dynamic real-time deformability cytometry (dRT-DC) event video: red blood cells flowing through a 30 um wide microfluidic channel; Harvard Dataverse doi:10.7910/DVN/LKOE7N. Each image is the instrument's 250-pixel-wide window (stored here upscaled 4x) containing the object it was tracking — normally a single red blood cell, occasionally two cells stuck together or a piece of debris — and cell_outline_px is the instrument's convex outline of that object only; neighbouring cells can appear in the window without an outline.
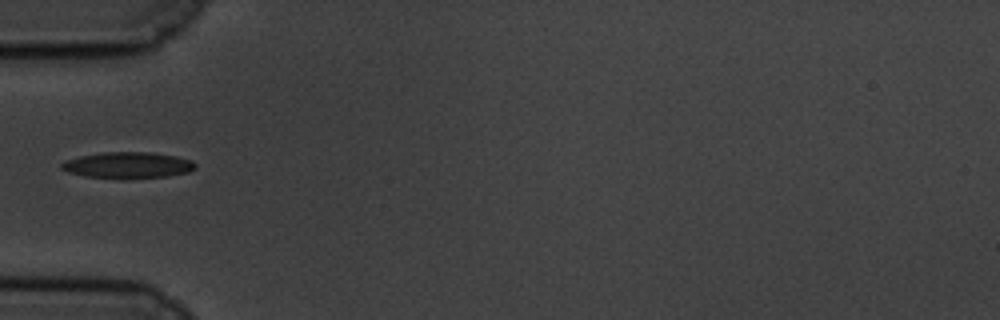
{"species": "common noctule bat (a hibernating species)", "species_latin": "Nyctalus noctula", "temperature_condition": "cold", "stored_images_in_passage": 40, "camera_frame_rate_fps": 3000, "um_per_image_px": 0.085, "animal": {"sex": "male", "body_mass_g": 19.5, "forearm_length_mm": 54.6}, "frame": {"image": 1, "passage_image": 1, "time_ms": 0.0, "image_size_px": [1000, 320], "cell_outline_px": [[196, 168], [188, 172], [168, 176], [128, 180], [120, 180], [84, 176], [68, 172], [60, 168], [60, 164], [64, 160], [80, 156], [104, 152], [148, 152], [176, 156], [192, 160], [196, 164]], "centroid_in_image_um": [10.85, 14.06], "position_along_channel_um": 74.2, "area_um2": 20.98}}
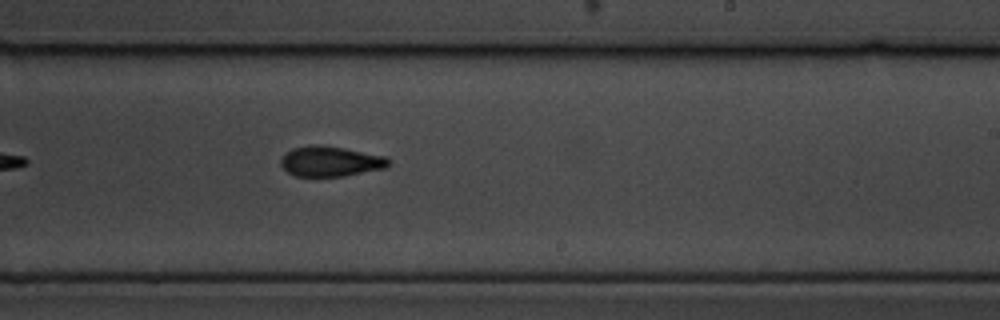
{"frame": {"image": 2, "passage_image": 17, "time_ms": 5.333, "image_size_px": [1000, 320], "cell_outline_px": [[392, 160], [388, 168], [344, 176], [296, 176], [288, 172], [280, 164], [280, 160], [292, 148], [308, 144], [320, 144], [344, 148], [384, 156]], "centroid_in_image_um": [28.12, 13.71], "position_along_channel_um": 260.9, "area_um2": 19.13}}
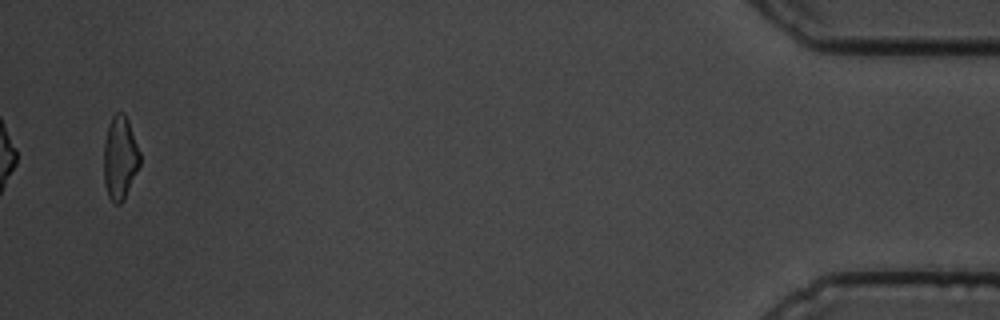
{"frame": {"image": 3, "passage_image": 38, "time_ms": 12.333, "image_size_px": [1000, 320], "cell_outline_px": [[140, 164], [124, 200], [120, 204], [116, 204], [108, 196], [104, 180], [104, 140], [108, 124], [112, 116], [116, 112], [124, 112], [128, 120], [140, 152]], "centroid_in_image_um": [10.19, 13.39], "position_along_channel_um": 425.0, "area_um2": 17.57}}